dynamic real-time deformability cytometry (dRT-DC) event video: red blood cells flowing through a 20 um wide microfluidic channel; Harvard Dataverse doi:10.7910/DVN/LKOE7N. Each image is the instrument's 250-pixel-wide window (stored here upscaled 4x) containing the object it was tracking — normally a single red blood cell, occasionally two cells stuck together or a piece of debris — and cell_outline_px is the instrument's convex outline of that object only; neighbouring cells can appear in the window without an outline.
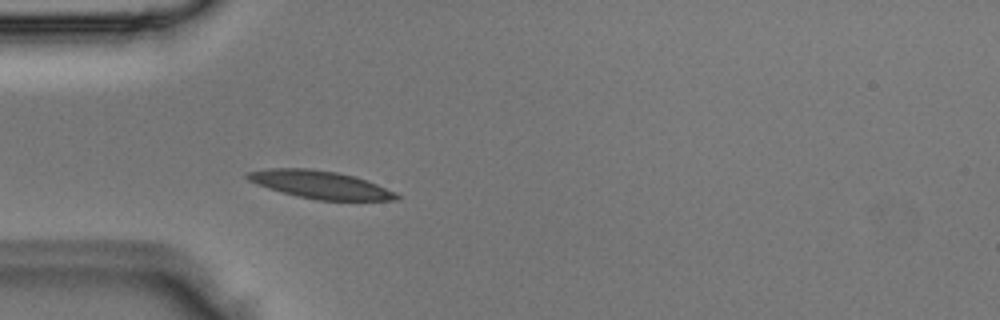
{"species": "Egyptian fruit bat (a non-hibernating species)", "species_latin": "Rousettus aegyptiacus", "temperature_condition": "room temperature", "stored_images_in_passage": 2, "camera_frame_rate_fps": 3000, "um_per_image_px": 0.085, "animal": {"sex": "male"}, "frame": {"image": 1, "passage_image": 2, "time_ms": 0.333, "image_size_px": [1000, 320], "cell_outline_px": [[400, 200], [316, 200], [268, 188], [256, 184], [248, 180], [244, 176], [244, 172], [268, 168], [312, 168], [336, 172], [352, 176], [376, 184], [396, 192], [400, 196]], "centroid_in_image_um": [27.18, 15.68], "position_along_channel_um": 57.8, "area_um2": 23.99}}